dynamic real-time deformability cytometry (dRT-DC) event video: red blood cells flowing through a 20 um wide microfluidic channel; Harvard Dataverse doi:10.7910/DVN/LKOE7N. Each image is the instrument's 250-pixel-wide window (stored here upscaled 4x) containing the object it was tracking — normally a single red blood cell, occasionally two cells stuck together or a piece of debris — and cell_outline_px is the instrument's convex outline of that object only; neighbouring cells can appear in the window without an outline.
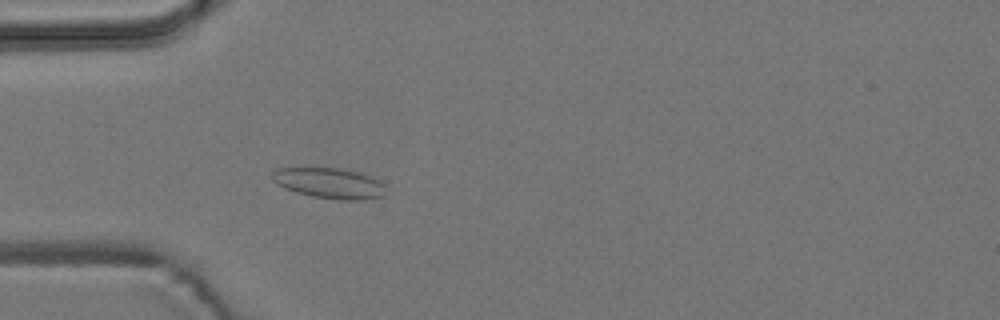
{"species": "common noctule bat (a hibernating species)", "species_latin": "Nyctalus noctula", "temperature_condition": "room temperature", "stored_images_in_passage": 3, "camera_frame_rate_fps": 3000, "um_per_image_px": 0.085, "animal": {"sex": "male", "body_mass_g": 19.2, "forearm_length_mm": 51.8}, "frame": {"image": 1, "passage_image": 3, "time_ms": 0.667, "image_size_px": [1000, 320], "cell_outline_px": [[384, 196], [364, 200], [340, 200], [312, 196], [296, 192], [284, 188], [276, 184], [272, 180], [272, 172], [276, 168], [340, 168], [360, 172], [384, 184]], "centroid_in_image_um": [27.97, 15.57], "position_along_channel_um": 57.0, "area_um2": 20.23}}